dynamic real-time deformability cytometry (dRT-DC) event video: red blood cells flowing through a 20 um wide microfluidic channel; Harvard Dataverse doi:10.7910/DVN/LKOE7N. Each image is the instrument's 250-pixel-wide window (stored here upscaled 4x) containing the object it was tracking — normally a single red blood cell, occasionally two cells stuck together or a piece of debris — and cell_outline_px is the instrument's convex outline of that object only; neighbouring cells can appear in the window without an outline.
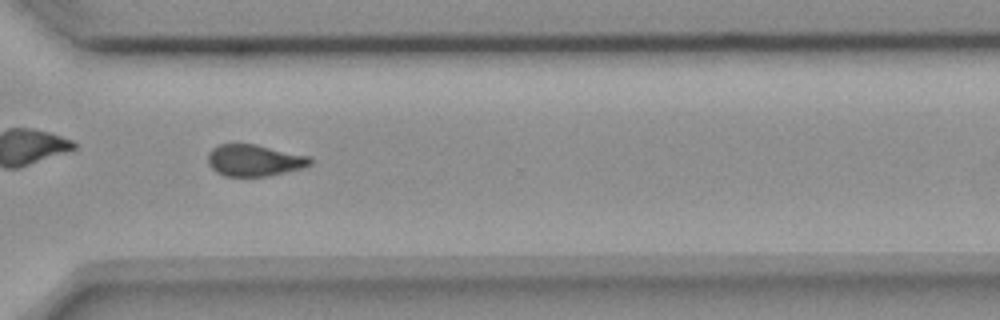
{"species": "common noctule bat (a hibernating species)", "species_latin": "Nyctalus noctula", "temperature_condition": "room temperature", "stored_images_in_passage": 50, "camera_frame_rate_fps": 3000, "um_per_image_px": 0.085, "animal": {"sex": "female", "body_mass_g": 18.4}, "frame": {"image": 1, "passage_image": 36, "time_ms": 11.667, "image_size_px": [1000, 320], "cell_outline_px": [[312, 164], [304, 168], [268, 176], [224, 176], [216, 172], [208, 164], [208, 152], [212, 148], [220, 144], [256, 144], [308, 156], [312, 160]], "centroid_in_image_um": [21.61, 13.63], "position_along_channel_um": 349.0, "area_um2": 18.9}, "authors_computed_cell_mechanics": {"area_um2": 19.3919, "velocity_mm_per_s": 3.6907, "shape_relaxation_time_tau1_ms": null, "shape_relaxation_time_tau2_ms": 3.057, "deformation_change_tau1": null, "deformation_change_tau2": 0.0874}}